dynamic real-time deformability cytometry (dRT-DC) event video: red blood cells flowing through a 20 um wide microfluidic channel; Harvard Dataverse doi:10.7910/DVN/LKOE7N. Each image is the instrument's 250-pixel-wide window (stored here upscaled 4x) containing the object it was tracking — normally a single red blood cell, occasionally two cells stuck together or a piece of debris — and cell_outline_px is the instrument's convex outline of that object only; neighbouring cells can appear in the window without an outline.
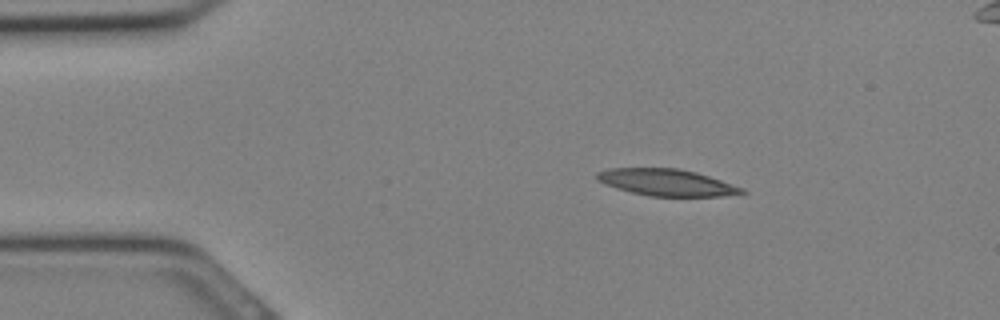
{"species": "Egyptian fruit bat (a non-hibernating species)", "species_latin": "Rousettus aegyptiacus", "temperature_condition": "cold", "stored_images_in_passage": 29, "camera_frame_rate_fps": 3000, "um_per_image_px": 0.085, "animal": {"sex": "female"}, "frame": {"image": 1, "passage_image": 2, "time_ms": 0.333, "image_size_px": [1000, 320], "cell_outline_px": [[748, 192], [720, 196], [648, 196], [616, 188], [604, 184], [596, 180], [596, 172], [608, 168], [676, 168], [696, 172], [744, 188]], "centroid_in_image_um": [56.61, 15.5], "position_along_channel_um": 28.4, "area_um2": 22.48}}
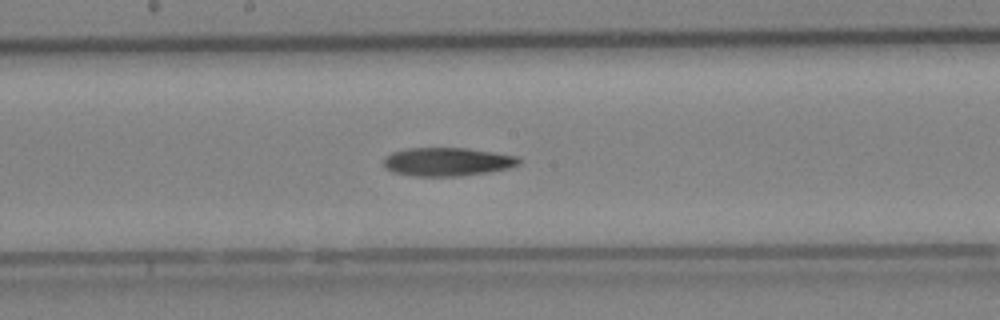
{"frame": {"image": 2, "passage_image": 13, "time_ms": 4.0, "image_size_px": [1000, 320], "cell_outline_px": [[520, 164], [508, 168], [488, 172], [460, 176], [412, 176], [392, 172], [384, 168], [384, 156], [392, 152], [404, 148], [468, 148], [520, 156]], "centroid_in_image_um": [38.0, 13.74], "position_along_channel_um": 210.2, "area_um2": 22.72}}
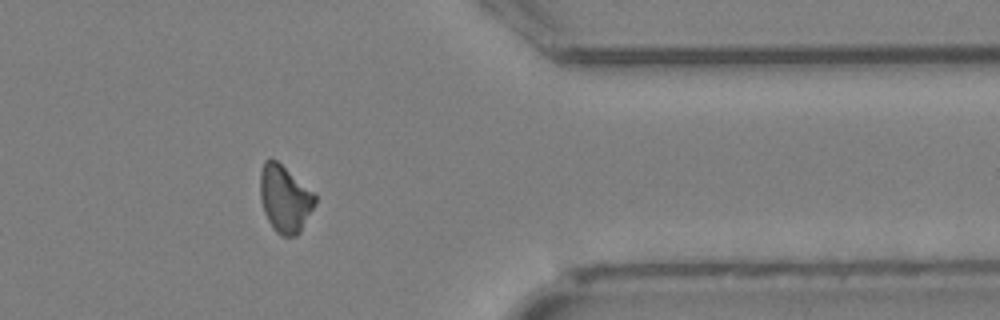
{"frame": {"image": 3, "passage_image": 22, "time_ms": 7.0, "image_size_px": [1000, 320], "cell_outline_px": [[316, 204], [300, 232], [296, 236], [280, 236], [276, 232], [268, 220], [264, 212], [260, 200], [260, 172], [264, 160], [268, 156], [272, 156], [316, 192]], "centroid_in_image_um": [24.22, 16.85], "position_along_channel_um": 387.2, "area_um2": 22.08}}